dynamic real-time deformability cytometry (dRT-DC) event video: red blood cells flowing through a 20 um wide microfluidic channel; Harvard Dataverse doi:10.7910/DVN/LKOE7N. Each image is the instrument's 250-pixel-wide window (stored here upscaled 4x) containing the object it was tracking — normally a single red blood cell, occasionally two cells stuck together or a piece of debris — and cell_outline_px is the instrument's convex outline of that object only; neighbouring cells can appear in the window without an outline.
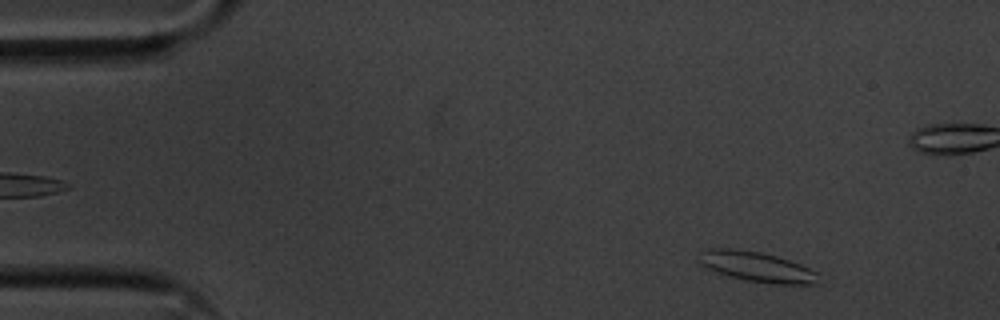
{"species": "common noctule bat (a hibernating species)", "species_latin": "Nyctalus noctula", "temperature_condition": "cold", "stored_images_in_passage": 55, "camera_frame_rate_fps": 3000, "um_per_image_px": 0.085, "animal": {"sex": "male", "body_mass_g": 20.1, "forearm_length_mm": 53.5}, "frame": {"image": 1, "passage_image": 4, "time_ms": 1.0, "image_size_px": [1000, 320], "cell_outline_px": [[820, 284], [772, 284], [748, 280], [732, 276], [708, 268], [700, 264], [696, 260], [704, 252], [712, 248], [732, 248], [760, 252], [776, 256], [800, 264], [816, 272]], "centroid_in_image_um": [64.37, 22.68], "position_along_channel_um": 20.6, "area_um2": 20.52}}
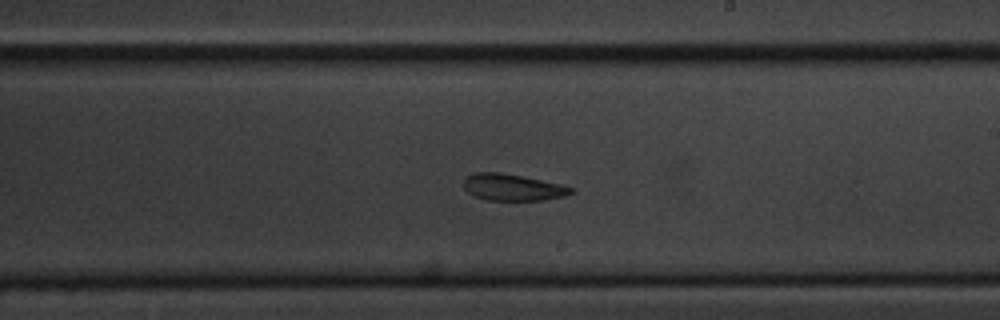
{"frame": {"image": 2, "passage_image": 30, "time_ms": 9.667, "image_size_px": [1000, 320], "cell_outline_px": [[576, 192], [564, 196], [544, 200], [488, 200], [476, 196], [468, 192], [464, 188], [464, 176], [472, 172], [500, 172], [560, 184], [576, 188]], "centroid_in_image_um": [43.58, 15.92], "position_along_channel_um": 245.4, "area_um2": 16.7}}
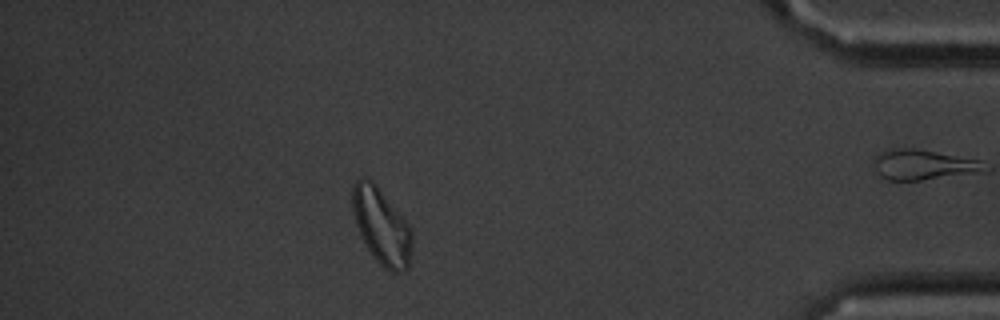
{"frame": {"image": 3, "passage_image": 47, "time_ms": 15.333, "image_size_px": [1000, 320], "cell_outline_px": [[412, 244], [408, 268], [400, 272], [392, 272], [384, 268], [376, 260], [368, 248], [356, 224], [352, 212], [352, 184], [360, 176], [372, 180], [376, 184], [408, 224], [412, 232]], "centroid_in_image_um": [32.41, 19.21], "position_along_channel_um": 402.8, "area_um2": 26.18}, "authors_computed_cell_mechanics": {"area_um2": 19.2474, "velocity_mm_per_s": 3.5379, "shape_relaxation_time_tau1_ms": 3.9817, "shape_relaxation_time_tau2_ms": 4.8168, "deformation_change_tau1": 0.094, "deformation_change_tau2": 0.112}}